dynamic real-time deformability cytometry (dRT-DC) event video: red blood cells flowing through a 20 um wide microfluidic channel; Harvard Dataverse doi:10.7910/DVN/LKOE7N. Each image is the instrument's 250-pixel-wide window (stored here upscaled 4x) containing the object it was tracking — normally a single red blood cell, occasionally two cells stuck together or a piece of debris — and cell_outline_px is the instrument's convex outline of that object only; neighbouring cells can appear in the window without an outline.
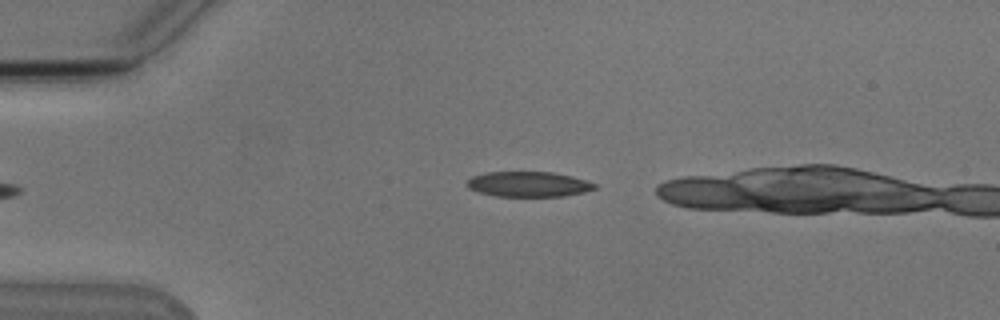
{"species": "Egyptian fruit bat (a non-hibernating species)", "species_latin": "Rousettus aegyptiacus", "temperature_condition": "cold", "stored_images_in_passage": 6, "camera_frame_rate_fps": 3000, "um_per_image_px": 0.085, "animal": {"sex": "male"}, "frame": {"image": 1, "passage_image": 6, "time_ms": 6.0, "image_size_px": [1000, 320], "cell_outline_px": [[596, 188], [584, 192], [564, 196], [496, 196], [480, 192], [468, 188], [464, 184], [464, 180], [472, 176], [484, 172], [552, 172], [572, 176], [596, 184]], "centroid_in_image_um": [44.85, 15.65], "position_along_channel_um": 40.1, "area_um2": 18.84}}